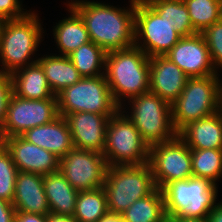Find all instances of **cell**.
Returning a JSON list of instances; mask_svg holds the SVG:
<instances>
[{
	"label": "cell",
	"instance_id": "cell-32",
	"mask_svg": "<svg viewBox=\"0 0 222 222\" xmlns=\"http://www.w3.org/2000/svg\"><path fill=\"white\" fill-rule=\"evenodd\" d=\"M201 34L208 46L213 66L217 71L219 67L222 68V20L212 24Z\"/></svg>",
	"mask_w": 222,
	"mask_h": 222
},
{
	"label": "cell",
	"instance_id": "cell-43",
	"mask_svg": "<svg viewBox=\"0 0 222 222\" xmlns=\"http://www.w3.org/2000/svg\"><path fill=\"white\" fill-rule=\"evenodd\" d=\"M221 20H222V3H221Z\"/></svg>",
	"mask_w": 222,
	"mask_h": 222
},
{
	"label": "cell",
	"instance_id": "cell-26",
	"mask_svg": "<svg viewBox=\"0 0 222 222\" xmlns=\"http://www.w3.org/2000/svg\"><path fill=\"white\" fill-rule=\"evenodd\" d=\"M165 215L164 196L159 188L138 199L121 213L126 222H160Z\"/></svg>",
	"mask_w": 222,
	"mask_h": 222
},
{
	"label": "cell",
	"instance_id": "cell-40",
	"mask_svg": "<svg viewBox=\"0 0 222 222\" xmlns=\"http://www.w3.org/2000/svg\"><path fill=\"white\" fill-rule=\"evenodd\" d=\"M178 222H208L207 218H180L177 217Z\"/></svg>",
	"mask_w": 222,
	"mask_h": 222
},
{
	"label": "cell",
	"instance_id": "cell-34",
	"mask_svg": "<svg viewBox=\"0 0 222 222\" xmlns=\"http://www.w3.org/2000/svg\"><path fill=\"white\" fill-rule=\"evenodd\" d=\"M19 0H0V17L3 20H13L25 17L27 11H22Z\"/></svg>",
	"mask_w": 222,
	"mask_h": 222
},
{
	"label": "cell",
	"instance_id": "cell-6",
	"mask_svg": "<svg viewBox=\"0 0 222 222\" xmlns=\"http://www.w3.org/2000/svg\"><path fill=\"white\" fill-rule=\"evenodd\" d=\"M120 109L107 125L103 155L110 166H140L149 162V145Z\"/></svg>",
	"mask_w": 222,
	"mask_h": 222
},
{
	"label": "cell",
	"instance_id": "cell-16",
	"mask_svg": "<svg viewBox=\"0 0 222 222\" xmlns=\"http://www.w3.org/2000/svg\"><path fill=\"white\" fill-rule=\"evenodd\" d=\"M111 114L75 112L65 115L74 148L103 153Z\"/></svg>",
	"mask_w": 222,
	"mask_h": 222
},
{
	"label": "cell",
	"instance_id": "cell-3",
	"mask_svg": "<svg viewBox=\"0 0 222 222\" xmlns=\"http://www.w3.org/2000/svg\"><path fill=\"white\" fill-rule=\"evenodd\" d=\"M38 18V14L30 11L23 18L3 21L0 29L1 72L12 74L37 62L36 59L30 63L29 58L38 48L43 35Z\"/></svg>",
	"mask_w": 222,
	"mask_h": 222
},
{
	"label": "cell",
	"instance_id": "cell-20",
	"mask_svg": "<svg viewBox=\"0 0 222 222\" xmlns=\"http://www.w3.org/2000/svg\"><path fill=\"white\" fill-rule=\"evenodd\" d=\"M178 136L190 149H222V109L188 123Z\"/></svg>",
	"mask_w": 222,
	"mask_h": 222
},
{
	"label": "cell",
	"instance_id": "cell-42",
	"mask_svg": "<svg viewBox=\"0 0 222 222\" xmlns=\"http://www.w3.org/2000/svg\"><path fill=\"white\" fill-rule=\"evenodd\" d=\"M3 19L0 17V29H1V26H2V24H3Z\"/></svg>",
	"mask_w": 222,
	"mask_h": 222
},
{
	"label": "cell",
	"instance_id": "cell-14",
	"mask_svg": "<svg viewBox=\"0 0 222 222\" xmlns=\"http://www.w3.org/2000/svg\"><path fill=\"white\" fill-rule=\"evenodd\" d=\"M164 56L183 70L189 78L218 75L201 33L181 37Z\"/></svg>",
	"mask_w": 222,
	"mask_h": 222
},
{
	"label": "cell",
	"instance_id": "cell-27",
	"mask_svg": "<svg viewBox=\"0 0 222 222\" xmlns=\"http://www.w3.org/2000/svg\"><path fill=\"white\" fill-rule=\"evenodd\" d=\"M107 52L92 41L81 45L68 57L82 77H96L105 75ZM102 67V68H101Z\"/></svg>",
	"mask_w": 222,
	"mask_h": 222
},
{
	"label": "cell",
	"instance_id": "cell-13",
	"mask_svg": "<svg viewBox=\"0 0 222 222\" xmlns=\"http://www.w3.org/2000/svg\"><path fill=\"white\" fill-rule=\"evenodd\" d=\"M107 169L104 155L90 150L73 148L59 160V171L78 192L102 188Z\"/></svg>",
	"mask_w": 222,
	"mask_h": 222
},
{
	"label": "cell",
	"instance_id": "cell-38",
	"mask_svg": "<svg viewBox=\"0 0 222 222\" xmlns=\"http://www.w3.org/2000/svg\"><path fill=\"white\" fill-rule=\"evenodd\" d=\"M47 222H78L73 216L57 215L53 213L47 214Z\"/></svg>",
	"mask_w": 222,
	"mask_h": 222
},
{
	"label": "cell",
	"instance_id": "cell-17",
	"mask_svg": "<svg viewBox=\"0 0 222 222\" xmlns=\"http://www.w3.org/2000/svg\"><path fill=\"white\" fill-rule=\"evenodd\" d=\"M188 78L165 56L150 57L149 91L170 105L181 95Z\"/></svg>",
	"mask_w": 222,
	"mask_h": 222
},
{
	"label": "cell",
	"instance_id": "cell-41",
	"mask_svg": "<svg viewBox=\"0 0 222 222\" xmlns=\"http://www.w3.org/2000/svg\"><path fill=\"white\" fill-rule=\"evenodd\" d=\"M160 222H178L177 217L165 215Z\"/></svg>",
	"mask_w": 222,
	"mask_h": 222
},
{
	"label": "cell",
	"instance_id": "cell-19",
	"mask_svg": "<svg viewBox=\"0 0 222 222\" xmlns=\"http://www.w3.org/2000/svg\"><path fill=\"white\" fill-rule=\"evenodd\" d=\"M16 211L47 215L50 213L45 195L43 176L19 171L12 202Z\"/></svg>",
	"mask_w": 222,
	"mask_h": 222
},
{
	"label": "cell",
	"instance_id": "cell-29",
	"mask_svg": "<svg viewBox=\"0 0 222 222\" xmlns=\"http://www.w3.org/2000/svg\"><path fill=\"white\" fill-rule=\"evenodd\" d=\"M191 158L193 177L217 185L222 177V149H191Z\"/></svg>",
	"mask_w": 222,
	"mask_h": 222
},
{
	"label": "cell",
	"instance_id": "cell-18",
	"mask_svg": "<svg viewBox=\"0 0 222 222\" xmlns=\"http://www.w3.org/2000/svg\"><path fill=\"white\" fill-rule=\"evenodd\" d=\"M21 137L50 151L59 159L74 148L67 121L60 115L50 123L28 129Z\"/></svg>",
	"mask_w": 222,
	"mask_h": 222
},
{
	"label": "cell",
	"instance_id": "cell-39",
	"mask_svg": "<svg viewBox=\"0 0 222 222\" xmlns=\"http://www.w3.org/2000/svg\"><path fill=\"white\" fill-rule=\"evenodd\" d=\"M97 222H126L121 214L107 212L103 217H101Z\"/></svg>",
	"mask_w": 222,
	"mask_h": 222
},
{
	"label": "cell",
	"instance_id": "cell-15",
	"mask_svg": "<svg viewBox=\"0 0 222 222\" xmlns=\"http://www.w3.org/2000/svg\"><path fill=\"white\" fill-rule=\"evenodd\" d=\"M0 143L11 155L18 171L44 176L59 170V158L50 151L27 142L21 136L4 138Z\"/></svg>",
	"mask_w": 222,
	"mask_h": 222
},
{
	"label": "cell",
	"instance_id": "cell-5",
	"mask_svg": "<svg viewBox=\"0 0 222 222\" xmlns=\"http://www.w3.org/2000/svg\"><path fill=\"white\" fill-rule=\"evenodd\" d=\"M103 188L108 211L121 214L135 201L150 195L157 187L149 163L140 166H110Z\"/></svg>",
	"mask_w": 222,
	"mask_h": 222
},
{
	"label": "cell",
	"instance_id": "cell-31",
	"mask_svg": "<svg viewBox=\"0 0 222 222\" xmlns=\"http://www.w3.org/2000/svg\"><path fill=\"white\" fill-rule=\"evenodd\" d=\"M18 172L11 155L0 143V199L13 202Z\"/></svg>",
	"mask_w": 222,
	"mask_h": 222
},
{
	"label": "cell",
	"instance_id": "cell-28",
	"mask_svg": "<svg viewBox=\"0 0 222 222\" xmlns=\"http://www.w3.org/2000/svg\"><path fill=\"white\" fill-rule=\"evenodd\" d=\"M107 212V197L103 187L78 192L73 215L78 222H97Z\"/></svg>",
	"mask_w": 222,
	"mask_h": 222
},
{
	"label": "cell",
	"instance_id": "cell-4",
	"mask_svg": "<svg viewBox=\"0 0 222 222\" xmlns=\"http://www.w3.org/2000/svg\"><path fill=\"white\" fill-rule=\"evenodd\" d=\"M221 85L219 75L188 78L181 95L171 105L172 122L177 132L188 123L222 109Z\"/></svg>",
	"mask_w": 222,
	"mask_h": 222
},
{
	"label": "cell",
	"instance_id": "cell-9",
	"mask_svg": "<svg viewBox=\"0 0 222 222\" xmlns=\"http://www.w3.org/2000/svg\"><path fill=\"white\" fill-rule=\"evenodd\" d=\"M130 116L142 136L150 146L172 140L178 135L172 122L171 105L150 91L131 98Z\"/></svg>",
	"mask_w": 222,
	"mask_h": 222
},
{
	"label": "cell",
	"instance_id": "cell-36",
	"mask_svg": "<svg viewBox=\"0 0 222 222\" xmlns=\"http://www.w3.org/2000/svg\"><path fill=\"white\" fill-rule=\"evenodd\" d=\"M13 222H47V215L16 211Z\"/></svg>",
	"mask_w": 222,
	"mask_h": 222
},
{
	"label": "cell",
	"instance_id": "cell-7",
	"mask_svg": "<svg viewBox=\"0 0 222 222\" xmlns=\"http://www.w3.org/2000/svg\"><path fill=\"white\" fill-rule=\"evenodd\" d=\"M166 215L180 218H207L216 206L217 186L201 178L166 184L162 189Z\"/></svg>",
	"mask_w": 222,
	"mask_h": 222
},
{
	"label": "cell",
	"instance_id": "cell-21",
	"mask_svg": "<svg viewBox=\"0 0 222 222\" xmlns=\"http://www.w3.org/2000/svg\"><path fill=\"white\" fill-rule=\"evenodd\" d=\"M13 93L24 99H50L54 93L41 65L36 62L11 74Z\"/></svg>",
	"mask_w": 222,
	"mask_h": 222
},
{
	"label": "cell",
	"instance_id": "cell-30",
	"mask_svg": "<svg viewBox=\"0 0 222 222\" xmlns=\"http://www.w3.org/2000/svg\"><path fill=\"white\" fill-rule=\"evenodd\" d=\"M194 30L202 33L221 20L222 0H183Z\"/></svg>",
	"mask_w": 222,
	"mask_h": 222
},
{
	"label": "cell",
	"instance_id": "cell-12",
	"mask_svg": "<svg viewBox=\"0 0 222 222\" xmlns=\"http://www.w3.org/2000/svg\"><path fill=\"white\" fill-rule=\"evenodd\" d=\"M148 163L160 190L170 182L193 177L191 149L178 135L170 141L150 146Z\"/></svg>",
	"mask_w": 222,
	"mask_h": 222
},
{
	"label": "cell",
	"instance_id": "cell-1",
	"mask_svg": "<svg viewBox=\"0 0 222 222\" xmlns=\"http://www.w3.org/2000/svg\"><path fill=\"white\" fill-rule=\"evenodd\" d=\"M130 3L129 10L86 0L68 5L80 15L90 41L110 52L134 45L136 0Z\"/></svg>",
	"mask_w": 222,
	"mask_h": 222
},
{
	"label": "cell",
	"instance_id": "cell-25",
	"mask_svg": "<svg viewBox=\"0 0 222 222\" xmlns=\"http://www.w3.org/2000/svg\"><path fill=\"white\" fill-rule=\"evenodd\" d=\"M162 19L174 26L181 37L196 34L183 0H144Z\"/></svg>",
	"mask_w": 222,
	"mask_h": 222
},
{
	"label": "cell",
	"instance_id": "cell-37",
	"mask_svg": "<svg viewBox=\"0 0 222 222\" xmlns=\"http://www.w3.org/2000/svg\"><path fill=\"white\" fill-rule=\"evenodd\" d=\"M216 204L207 217L208 222H222V202Z\"/></svg>",
	"mask_w": 222,
	"mask_h": 222
},
{
	"label": "cell",
	"instance_id": "cell-11",
	"mask_svg": "<svg viewBox=\"0 0 222 222\" xmlns=\"http://www.w3.org/2000/svg\"><path fill=\"white\" fill-rule=\"evenodd\" d=\"M58 116L56 95L50 99H24L12 93L5 122L0 129V141L21 136L28 129L50 123Z\"/></svg>",
	"mask_w": 222,
	"mask_h": 222
},
{
	"label": "cell",
	"instance_id": "cell-24",
	"mask_svg": "<svg viewBox=\"0 0 222 222\" xmlns=\"http://www.w3.org/2000/svg\"><path fill=\"white\" fill-rule=\"evenodd\" d=\"M67 7L71 15L53 29L54 39L63 56H69L81 45L90 42L88 31L80 15L70 5Z\"/></svg>",
	"mask_w": 222,
	"mask_h": 222
},
{
	"label": "cell",
	"instance_id": "cell-2",
	"mask_svg": "<svg viewBox=\"0 0 222 222\" xmlns=\"http://www.w3.org/2000/svg\"><path fill=\"white\" fill-rule=\"evenodd\" d=\"M105 77L115 102L149 92L150 58L137 46L107 52ZM122 96V97H121Z\"/></svg>",
	"mask_w": 222,
	"mask_h": 222
},
{
	"label": "cell",
	"instance_id": "cell-33",
	"mask_svg": "<svg viewBox=\"0 0 222 222\" xmlns=\"http://www.w3.org/2000/svg\"><path fill=\"white\" fill-rule=\"evenodd\" d=\"M12 93L13 86L11 74L0 71V129L5 122L6 110Z\"/></svg>",
	"mask_w": 222,
	"mask_h": 222
},
{
	"label": "cell",
	"instance_id": "cell-35",
	"mask_svg": "<svg viewBox=\"0 0 222 222\" xmlns=\"http://www.w3.org/2000/svg\"><path fill=\"white\" fill-rule=\"evenodd\" d=\"M15 212L12 203L0 199V222H13Z\"/></svg>",
	"mask_w": 222,
	"mask_h": 222
},
{
	"label": "cell",
	"instance_id": "cell-23",
	"mask_svg": "<svg viewBox=\"0 0 222 222\" xmlns=\"http://www.w3.org/2000/svg\"><path fill=\"white\" fill-rule=\"evenodd\" d=\"M37 62L43 68L47 83L54 95L82 78L68 56H43L37 59Z\"/></svg>",
	"mask_w": 222,
	"mask_h": 222
},
{
	"label": "cell",
	"instance_id": "cell-8",
	"mask_svg": "<svg viewBox=\"0 0 222 222\" xmlns=\"http://www.w3.org/2000/svg\"><path fill=\"white\" fill-rule=\"evenodd\" d=\"M58 113L65 116L75 112L115 115L121 107L115 102L105 75L82 77L57 95Z\"/></svg>",
	"mask_w": 222,
	"mask_h": 222
},
{
	"label": "cell",
	"instance_id": "cell-10",
	"mask_svg": "<svg viewBox=\"0 0 222 222\" xmlns=\"http://www.w3.org/2000/svg\"><path fill=\"white\" fill-rule=\"evenodd\" d=\"M180 38L174 26L162 19L144 0H136L135 46L149 58L164 56ZM140 40L144 41L143 44Z\"/></svg>",
	"mask_w": 222,
	"mask_h": 222
},
{
	"label": "cell",
	"instance_id": "cell-22",
	"mask_svg": "<svg viewBox=\"0 0 222 222\" xmlns=\"http://www.w3.org/2000/svg\"><path fill=\"white\" fill-rule=\"evenodd\" d=\"M45 195L50 213L74 215L78 191L74 189L58 170L43 176Z\"/></svg>",
	"mask_w": 222,
	"mask_h": 222
}]
</instances>
